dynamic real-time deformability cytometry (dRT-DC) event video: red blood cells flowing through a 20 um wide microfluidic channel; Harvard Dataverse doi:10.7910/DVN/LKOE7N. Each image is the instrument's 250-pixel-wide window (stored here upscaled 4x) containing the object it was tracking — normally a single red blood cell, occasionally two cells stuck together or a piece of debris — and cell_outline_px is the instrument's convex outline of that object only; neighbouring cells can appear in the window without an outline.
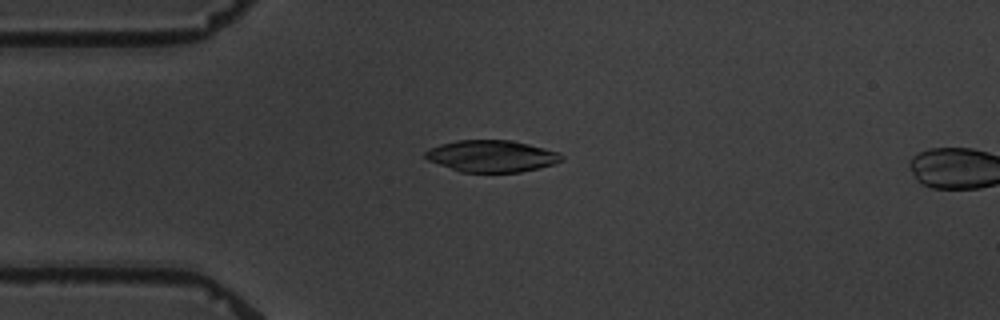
{"species": "common noctule bat (a hibernating species)", "species_latin": "Nyctalus noctula", "temperature_condition": "warm", "stored_images_in_passage": 2, "segment_of_instrument_passage": [1, 2], "camera_frame_rate_fps": 3000, "um_per_image_px": 0.085, "animal": {"sex": "male", "body_mass_g": 19.5, "forearm_length_mm": 54.6}, "frame": {"image": 1, "passage_image": 1, "time_ms": 0.0, "image_size_px": [1000, 320], "cell_outline_px": [[564, 160], [540, 168], [520, 172], [460, 172], [428, 160], [424, 156], [424, 152], [428, 148], [440, 144], [456, 140], [512, 140], [560, 152], [564, 156]], "centroid_in_image_um": [41.79, 13.26], "position_along_channel_um": 43.2, "area_um2": 25.37}}